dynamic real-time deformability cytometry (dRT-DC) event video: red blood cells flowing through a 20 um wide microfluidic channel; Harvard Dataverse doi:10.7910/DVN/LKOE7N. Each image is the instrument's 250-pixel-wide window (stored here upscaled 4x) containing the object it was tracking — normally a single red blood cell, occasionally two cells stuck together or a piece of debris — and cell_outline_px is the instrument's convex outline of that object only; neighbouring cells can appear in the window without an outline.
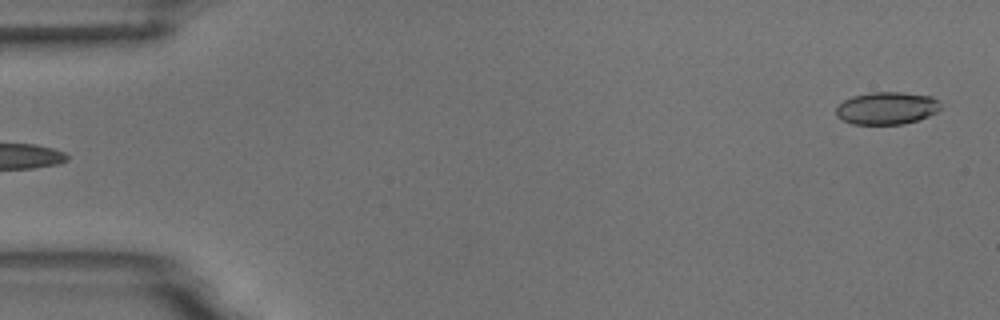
{"species": "common noctule bat (a hibernating species)", "species_latin": "Nyctalus noctula", "temperature_condition": "room temperature", "stored_images_in_passage": 5, "segment_of_instrument_passage": [2, 2], "camera_frame_rate_fps": 3000, "um_per_image_px": 0.085, "animal": {"sex": "male", "body_mass_g": 18.8}, "frame": {"image": 1, "passage_image": 5, "time_ms": 5.667, "image_size_px": [1000, 320], "cell_outline_px": [[940, 108], [936, 112], [928, 116], [904, 124], [852, 124], [836, 116], [836, 108], [844, 100], [852, 96], [872, 92], [900, 92], [932, 96], [940, 104]], "centroid_in_image_um": [75.36, 9.19], "position_along_channel_um": 9.6, "area_um2": 19.65}}